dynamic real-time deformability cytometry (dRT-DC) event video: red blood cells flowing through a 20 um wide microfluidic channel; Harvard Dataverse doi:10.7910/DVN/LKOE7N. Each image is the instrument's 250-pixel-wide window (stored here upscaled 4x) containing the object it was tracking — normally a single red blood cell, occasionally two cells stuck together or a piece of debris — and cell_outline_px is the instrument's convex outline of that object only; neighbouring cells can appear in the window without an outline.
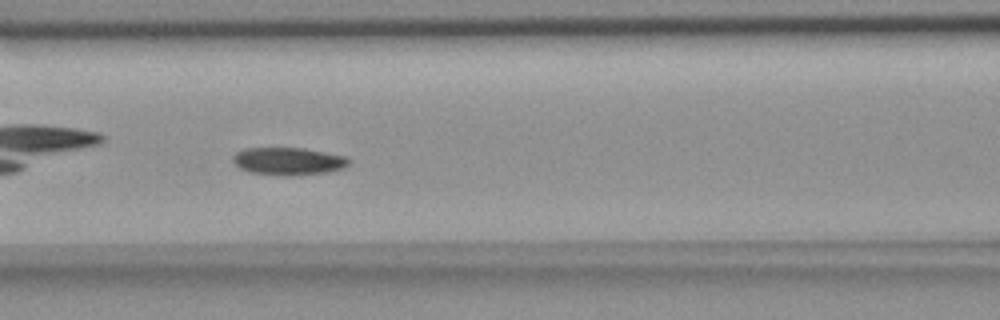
{"species": "common noctule bat (a hibernating species)", "species_latin": "Nyctalus noctula", "temperature_condition": "room temperature", "stored_images_in_passage": 9, "camera_frame_rate_fps": 3000, "um_per_image_px": 0.085, "animal": {"sex": "female", "body_mass_g": 18.4}, "frame": {"image": 1, "passage_image": 7, "time_ms": 6.667, "image_size_px": [1000, 320], "cell_outline_px": [[352, 160], [344, 168], [328, 172], [292, 176], [280, 176], [248, 172], [240, 168], [232, 160], [232, 156], [236, 152], [244, 148], [304, 148], [344, 156]], "centroid_in_image_um": [24.49, 13.71], "position_along_channel_um": 142.1, "area_um2": 18.84}}
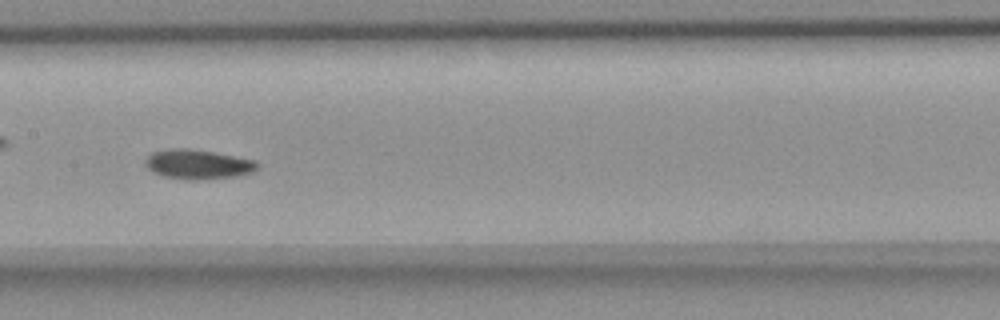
{"frame": {"image": 2, "passage_image": 8, "time_ms": 8.0, "image_size_px": [1000, 320], "cell_outline_px": [[260, 164], [252, 172], [236, 176], [200, 180], [188, 180], [164, 176], [152, 172], [144, 164], [144, 160], [152, 152], [172, 148], [188, 148], [212, 152], [256, 160]], "centroid_in_image_um": [16.8, 13.97], "position_along_channel_um": 190.6, "area_um2": 19.31}}
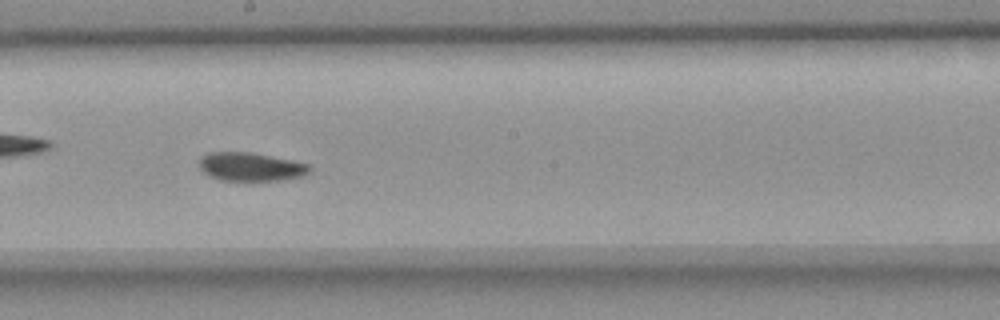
{"frame": {"image": 3, "passage_image": 9, "time_ms": 9.0, "image_size_px": [1000, 320], "cell_outline_px": [[312, 168], [304, 176], [280, 180], [248, 184], [220, 180], [208, 176], [200, 168], [200, 156], [208, 152], [252, 152], [292, 160], [308, 164]], "centroid_in_image_um": [21.29, 14.22], "position_along_channel_um": 226.9, "area_um2": 19.25}}